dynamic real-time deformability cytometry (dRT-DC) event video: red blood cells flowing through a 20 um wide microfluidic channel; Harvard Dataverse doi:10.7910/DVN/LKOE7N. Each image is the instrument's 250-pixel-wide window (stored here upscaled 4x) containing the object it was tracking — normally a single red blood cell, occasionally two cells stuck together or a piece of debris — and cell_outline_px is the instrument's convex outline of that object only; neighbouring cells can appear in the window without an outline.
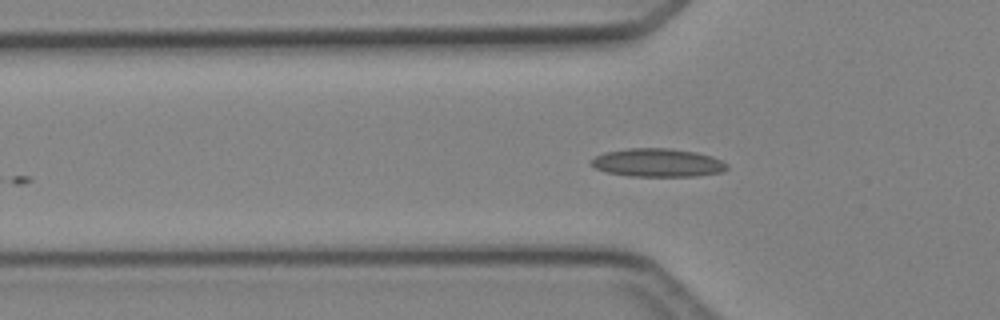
{"species": "Egyptian fruit bat (a non-hibernating species)", "species_latin": "Rousettus aegyptiacus", "temperature_condition": "cold", "stored_images_in_passage": 5, "camera_frame_rate_fps": 3000, "um_per_image_px": 0.085, "animal": {"sex": "female"}, "frame": {"image": 1, "passage_image": 5, "time_ms": 4.667, "image_size_px": [1000, 320], "cell_outline_px": [[728, 168], [724, 172], [696, 176], [628, 176], [608, 172], [596, 168], [588, 160], [604, 152], [628, 148], [672, 148], [696, 152], [712, 156], [728, 164]], "centroid_in_image_um": [55.92, 13.82], "position_along_channel_um": 69.9, "area_um2": 22.54}}